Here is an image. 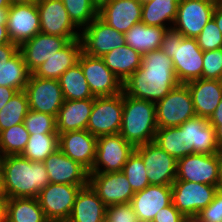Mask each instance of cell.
I'll return each mask as SVG.
<instances>
[{
    "instance_id": "cell-60",
    "label": "cell",
    "mask_w": 222,
    "mask_h": 222,
    "mask_svg": "<svg viewBox=\"0 0 222 222\" xmlns=\"http://www.w3.org/2000/svg\"><path fill=\"white\" fill-rule=\"evenodd\" d=\"M138 1L141 2V3H144V2L149 1V0H138Z\"/></svg>"
},
{
    "instance_id": "cell-44",
    "label": "cell",
    "mask_w": 222,
    "mask_h": 222,
    "mask_svg": "<svg viewBox=\"0 0 222 222\" xmlns=\"http://www.w3.org/2000/svg\"><path fill=\"white\" fill-rule=\"evenodd\" d=\"M105 222H140L130 202L106 206Z\"/></svg>"
},
{
    "instance_id": "cell-30",
    "label": "cell",
    "mask_w": 222,
    "mask_h": 222,
    "mask_svg": "<svg viewBox=\"0 0 222 222\" xmlns=\"http://www.w3.org/2000/svg\"><path fill=\"white\" fill-rule=\"evenodd\" d=\"M122 84L141 66L142 55L124 44L101 57Z\"/></svg>"
},
{
    "instance_id": "cell-57",
    "label": "cell",
    "mask_w": 222,
    "mask_h": 222,
    "mask_svg": "<svg viewBox=\"0 0 222 222\" xmlns=\"http://www.w3.org/2000/svg\"><path fill=\"white\" fill-rule=\"evenodd\" d=\"M38 0H9L10 4H28V3H35Z\"/></svg>"
},
{
    "instance_id": "cell-58",
    "label": "cell",
    "mask_w": 222,
    "mask_h": 222,
    "mask_svg": "<svg viewBox=\"0 0 222 222\" xmlns=\"http://www.w3.org/2000/svg\"><path fill=\"white\" fill-rule=\"evenodd\" d=\"M10 2L9 0H0V8H3V7H10Z\"/></svg>"
},
{
    "instance_id": "cell-3",
    "label": "cell",
    "mask_w": 222,
    "mask_h": 222,
    "mask_svg": "<svg viewBox=\"0 0 222 222\" xmlns=\"http://www.w3.org/2000/svg\"><path fill=\"white\" fill-rule=\"evenodd\" d=\"M158 126L154 102L123 91V117L119 134L134 147L154 141Z\"/></svg>"
},
{
    "instance_id": "cell-51",
    "label": "cell",
    "mask_w": 222,
    "mask_h": 222,
    "mask_svg": "<svg viewBox=\"0 0 222 222\" xmlns=\"http://www.w3.org/2000/svg\"><path fill=\"white\" fill-rule=\"evenodd\" d=\"M212 18L215 20L217 27L222 32V0L216 4Z\"/></svg>"
},
{
    "instance_id": "cell-4",
    "label": "cell",
    "mask_w": 222,
    "mask_h": 222,
    "mask_svg": "<svg viewBox=\"0 0 222 222\" xmlns=\"http://www.w3.org/2000/svg\"><path fill=\"white\" fill-rule=\"evenodd\" d=\"M173 61L175 75L180 84L201 78L203 51L196 38H185L174 29H167L161 48Z\"/></svg>"
},
{
    "instance_id": "cell-29",
    "label": "cell",
    "mask_w": 222,
    "mask_h": 222,
    "mask_svg": "<svg viewBox=\"0 0 222 222\" xmlns=\"http://www.w3.org/2000/svg\"><path fill=\"white\" fill-rule=\"evenodd\" d=\"M167 28L136 23L124 33L125 44L141 55L161 48L163 36Z\"/></svg>"
},
{
    "instance_id": "cell-45",
    "label": "cell",
    "mask_w": 222,
    "mask_h": 222,
    "mask_svg": "<svg viewBox=\"0 0 222 222\" xmlns=\"http://www.w3.org/2000/svg\"><path fill=\"white\" fill-rule=\"evenodd\" d=\"M198 215L210 222H222V189H218L213 201Z\"/></svg>"
},
{
    "instance_id": "cell-10",
    "label": "cell",
    "mask_w": 222,
    "mask_h": 222,
    "mask_svg": "<svg viewBox=\"0 0 222 222\" xmlns=\"http://www.w3.org/2000/svg\"><path fill=\"white\" fill-rule=\"evenodd\" d=\"M171 188L173 205L189 217L197 215L213 201L219 186L175 180Z\"/></svg>"
},
{
    "instance_id": "cell-12",
    "label": "cell",
    "mask_w": 222,
    "mask_h": 222,
    "mask_svg": "<svg viewBox=\"0 0 222 222\" xmlns=\"http://www.w3.org/2000/svg\"><path fill=\"white\" fill-rule=\"evenodd\" d=\"M78 63L94 97H110L123 92L122 82L105 65L102 58L82 52Z\"/></svg>"
},
{
    "instance_id": "cell-24",
    "label": "cell",
    "mask_w": 222,
    "mask_h": 222,
    "mask_svg": "<svg viewBox=\"0 0 222 222\" xmlns=\"http://www.w3.org/2000/svg\"><path fill=\"white\" fill-rule=\"evenodd\" d=\"M142 3L138 0H108L98 11V16L109 26L126 33L141 22Z\"/></svg>"
},
{
    "instance_id": "cell-34",
    "label": "cell",
    "mask_w": 222,
    "mask_h": 222,
    "mask_svg": "<svg viewBox=\"0 0 222 222\" xmlns=\"http://www.w3.org/2000/svg\"><path fill=\"white\" fill-rule=\"evenodd\" d=\"M30 74L19 50L0 70V86L15 88L17 91L24 90Z\"/></svg>"
},
{
    "instance_id": "cell-9",
    "label": "cell",
    "mask_w": 222,
    "mask_h": 222,
    "mask_svg": "<svg viewBox=\"0 0 222 222\" xmlns=\"http://www.w3.org/2000/svg\"><path fill=\"white\" fill-rule=\"evenodd\" d=\"M220 0H179L178 10L172 29L185 38H196L213 17Z\"/></svg>"
},
{
    "instance_id": "cell-46",
    "label": "cell",
    "mask_w": 222,
    "mask_h": 222,
    "mask_svg": "<svg viewBox=\"0 0 222 222\" xmlns=\"http://www.w3.org/2000/svg\"><path fill=\"white\" fill-rule=\"evenodd\" d=\"M186 217L171 203L159 210L152 222H185Z\"/></svg>"
},
{
    "instance_id": "cell-15",
    "label": "cell",
    "mask_w": 222,
    "mask_h": 222,
    "mask_svg": "<svg viewBox=\"0 0 222 222\" xmlns=\"http://www.w3.org/2000/svg\"><path fill=\"white\" fill-rule=\"evenodd\" d=\"M141 155L150 185H172L176 180L177 160L154 141L135 147Z\"/></svg>"
},
{
    "instance_id": "cell-28",
    "label": "cell",
    "mask_w": 222,
    "mask_h": 222,
    "mask_svg": "<svg viewBox=\"0 0 222 222\" xmlns=\"http://www.w3.org/2000/svg\"><path fill=\"white\" fill-rule=\"evenodd\" d=\"M106 205L88 184L77 194L69 219L66 222H105Z\"/></svg>"
},
{
    "instance_id": "cell-13",
    "label": "cell",
    "mask_w": 222,
    "mask_h": 222,
    "mask_svg": "<svg viewBox=\"0 0 222 222\" xmlns=\"http://www.w3.org/2000/svg\"><path fill=\"white\" fill-rule=\"evenodd\" d=\"M32 111L47 113L57 117L63 102V92L56 79H45L30 74L24 89Z\"/></svg>"
},
{
    "instance_id": "cell-61",
    "label": "cell",
    "mask_w": 222,
    "mask_h": 222,
    "mask_svg": "<svg viewBox=\"0 0 222 222\" xmlns=\"http://www.w3.org/2000/svg\"><path fill=\"white\" fill-rule=\"evenodd\" d=\"M219 81H220V83L222 84V75H221V77H220Z\"/></svg>"
},
{
    "instance_id": "cell-54",
    "label": "cell",
    "mask_w": 222,
    "mask_h": 222,
    "mask_svg": "<svg viewBox=\"0 0 222 222\" xmlns=\"http://www.w3.org/2000/svg\"><path fill=\"white\" fill-rule=\"evenodd\" d=\"M217 160H218V167H219V175H220V186L219 188L222 189V148H219L215 153Z\"/></svg>"
},
{
    "instance_id": "cell-47",
    "label": "cell",
    "mask_w": 222,
    "mask_h": 222,
    "mask_svg": "<svg viewBox=\"0 0 222 222\" xmlns=\"http://www.w3.org/2000/svg\"><path fill=\"white\" fill-rule=\"evenodd\" d=\"M19 51V45L10 42L0 45V70Z\"/></svg>"
},
{
    "instance_id": "cell-50",
    "label": "cell",
    "mask_w": 222,
    "mask_h": 222,
    "mask_svg": "<svg viewBox=\"0 0 222 222\" xmlns=\"http://www.w3.org/2000/svg\"><path fill=\"white\" fill-rule=\"evenodd\" d=\"M211 125H222V99L216 107L212 116L208 119Z\"/></svg>"
},
{
    "instance_id": "cell-38",
    "label": "cell",
    "mask_w": 222,
    "mask_h": 222,
    "mask_svg": "<svg viewBox=\"0 0 222 222\" xmlns=\"http://www.w3.org/2000/svg\"><path fill=\"white\" fill-rule=\"evenodd\" d=\"M29 132L24 123L16 124L0 132V154L2 157L8 155H21L29 140Z\"/></svg>"
},
{
    "instance_id": "cell-43",
    "label": "cell",
    "mask_w": 222,
    "mask_h": 222,
    "mask_svg": "<svg viewBox=\"0 0 222 222\" xmlns=\"http://www.w3.org/2000/svg\"><path fill=\"white\" fill-rule=\"evenodd\" d=\"M222 75V48L203 51L202 79L219 80Z\"/></svg>"
},
{
    "instance_id": "cell-19",
    "label": "cell",
    "mask_w": 222,
    "mask_h": 222,
    "mask_svg": "<svg viewBox=\"0 0 222 222\" xmlns=\"http://www.w3.org/2000/svg\"><path fill=\"white\" fill-rule=\"evenodd\" d=\"M43 162L50 183L88 185L89 171L80 163L66 156L60 149L50 154Z\"/></svg>"
},
{
    "instance_id": "cell-1",
    "label": "cell",
    "mask_w": 222,
    "mask_h": 222,
    "mask_svg": "<svg viewBox=\"0 0 222 222\" xmlns=\"http://www.w3.org/2000/svg\"><path fill=\"white\" fill-rule=\"evenodd\" d=\"M179 84L172 59L158 49L142 55L141 66L123 83V91L156 103Z\"/></svg>"
},
{
    "instance_id": "cell-17",
    "label": "cell",
    "mask_w": 222,
    "mask_h": 222,
    "mask_svg": "<svg viewBox=\"0 0 222 222\" xmlns=\"http://www.w3.org/2000/svg\"><path fill=\"white\" fill-rule=\"evenodd\" d=\"M88 184L106 206L129 203L135 194L123 172L89 173Z\"/></svg>"
},
{
    "instance_id": "cell-16",
    "label": "cell",
    "mask_w": 222,
    "mask_h": 222,
    "mask_svg": "<svg viewBox=\"0 0 222 222\" xmlns=\"http://www.w3.org/2000/svg\"><path fill=\"white\" fill-rule=\"evenodd\" d=\"M176 180L220 186L216 155L191 153L177 160Z\"/></svg>"
},
{
    "instance_id": "cell-53",
    "label": "cell",
    "mask_w": 222,
    "mask_h": 222,
    "mask_svg": "<svg viewBox=\"0 0 222 222\" xmlns=\"http://www.w3.org/2000/svg\"><path fill=\"white\" fill-rule=\"evenodd\" d=\"M215 129V138L219 148H222V125H212Z\"/></svg>"
},
{
    "instance_id": "cell-23",
    "label": "cell",
    "mask_w": 222,
    "mask_h": 222,
    "mask_svg": "<svg viewBox=\"0 0 222 222\" xmlns=\"http://www.w3.org/2000/svg\"><path fill=\"white\" fill-rule=\"evenodd\" d=\"M171 203V185H149L136 192L130 201L140 222H152L156 213Z\"/></svg>"
},
{
    "instance_id": "cell-37",
    "label": "cell",
    "mask_w": 222,
    "mask_h": 222,
    "mask_svg": "<svg viewBox=\"0 0 222 222\" xmlns=\"http://www.w3.org/2000/svg\"><path fill=\"white\" fill-rule=\"evenodd\" d=\"M154 142L176 160L191 154L183 143L180 126L158 128Z\"/></svg>"
},
{
    "instance_id": "cell-2",
    "label": "cell",
    "mask_w": 222,
    "mask_h": 222,
    "mask_svg": "<svg viewBox=\"0 0 222 222\" xmlns=\"http://www.w3.org/2000/svg\"><path fill=\"white\" fill-rule=\"evenodd\" d=\"M2 186L9 198H37L50 183L44 162L31 161L21 155L1 157Z\"/></svg>"
},
{
    "instance_id": "cell-59",
    "label": "cell",
    "mask_w": 222,
    "mask_h": 222,
    "mask_svg": "<svg viewBox=\"0 0 222 222\" xmlns=\"http://www.w3.org/2000/svg\"><path fill=\"white\" fill-rule=\"evenodd\" d=\"M0 196H5L3 192V186H2V170L0 167Z\"/></svg>"
},
{
    "instance_id": "cell-14",
    "label": "cell",
    "mask_w": 222,
    "mask_h": 222,
    "mask_svg": "<svg viewBox=\"0 0 222 222\" xmlns=\"http://www.w3.org/2000/svg\"><path fill=\"white\" fill-rule=\"evenodd\" d=\"M36 4L41 33L66 37L69 41L80 39L81 30L70 19L62 0H38Z\"/></svg>"
},
{
    "instance_id": "cell-6",
    "label": "cell",
    "mask_w": 222,
    "mask_h": 222,
    "mask_svg": "<svg viewBox=\"0 0 222 222\" xmlns=\"http://www.w3.org/2000/svg\"><path fill=\"white\" fill-rule=\"evenodd\" d=\"M123 117V92L110 97H95L87 130L96 138L118 134Z\"/></svg>"
},
{
    "instance_id": "cell-39",
    "label": "cell",
    "mask_w": 222,
    "mask_h": 222,
    "mask_svg": "<svg viewBox=\"0 0 222 222\" xmlns=\"http://www.w3.org/2000/svg\"><path fill=\"white\" fill-rule=\"evenodd\" d=\"M122 172L128 179L134 193L142 191L150 185L143 159L136 150L129 156Z\"/></svg>"
},
{
    "instance_id": "cell-21",
    "label": "cell",
    "mask_w": 222,
    "mask_h": 222,
    "mask_svg": "<svg viewBox=\"0 0 222 222\" xmlns=\"http://www.w3.org/2000/svg\"><path fill=\"white\" fill-rule=\"evenodd\" d=\"M70 41L66 37L37 33L19 46L28 71L32 74L54 53L65 47Z\"/></svg>"
},
{
    "instance_id": "cell-36",
    "label": "cell",
    "mask_w": 222,
    "mask_h": 222,
    "mask_svg": "<svg viewBox=\"0 0 222 222\" xmlns=\"http://www.w3.org/2000/svg\"><path fill=\"white\" fill-rule=\"evenodd\" d=\"M29 110L25 91H18L0 110V132L16 124L23 123Z\"/></svg>"
},
{
    "instance_id": "cell-7",
    "label": "cell",
    "mask_w": 222,
    "mask_h": 222,
    "mask_svg": "<svg viewBox=\"0 0 222 222\" xmlns=\"http://www.w3.org/2000/svg\"><path fill=\"white\" fill-rule=\"evenodd\" d=\"M82 187L84 186L48 183L37 197L46 218L50 222H66Z\"/></svg>"
},
{
    "instance_id": "cell-35",
    "label": "cell",
    "mask_w": 222,
    "mask_h": 222,
    "mask_svg": "<svg viewBox=\"0 0 222 222\" xmlns=\"http://www.w3.org/2000/svg\"><path fill=\"white\" fill-rule=\"evenodd\" d=\"M57 149H59V134H30L21 156L31 161L43 162Z\"/></svg>"
},
{
    "instance_id": "cell-42",
    "label": "cell",
    "mask_w": 222,
    "mask_h": 222,
    "mask_svg": "<svg viewBox=\"0 0 222 222\" xmlns=\"http://www.w3.org/2000/svg\"><path fill=\"white\" fill-rule=\"evenodd\" d=\"M196 40L202 51L222 48V32L217 27L213 18L203 27L201 33L196 37Z\"/></svg>"
},
{
    "instance_id": "cell-31",
    "label": "cell",
    "mask_w": 222,
    "mask_h": 222,
    "mask_svg": "<svg viewBox=\"0 0 222 222\" xmlns=\"http://www.w3.org/2000/svg\"><path fill=\"white\" fill-rule=\"evenodd\" d=\"M178 3L179 0H149L142 3L141 22L171 29L176 18Z\"/></svg>"
},
{
    "instance_id": "cell-18",
    "label": "cell",
    "mask_w": 222,
    "mask_h": 222,
    "mask_svg": "<svg viewBox=\"0 0 222 222\" xmlns=\"http://www.w3.org/2000/svg\"><path fill=\"white\" fill-rule=\"evenodd\" d=\"M7 33L11 42L19 46L40 33V16L36 2L10 5Z\"/></svg>"
},
{
    "instance_id": "cell-56",
    "label": "cell",
    "mask_w": 222,
    "mask_h": 222,
    "mask_svg": "<svg viewBox=\"0 0 222 222\" xmlns=\"http://www.w3.org/2000/svg\"><path fill=\"white\" fill-rule=\"evenodd\" d=\"M90 1L99 11L107 3L108 0H90Z\"/></svg>"
},
{
    "instance_id": "cell-26",
    "label": "cell",
    "mask_w": 222,
    "mask_h": 222,
    "mask_svg": "<svg viewBox=\"0 0 222 222\" xmlns=\"http://www.w3.org/2000/svg\"><path fill=\"white\" fill-rule=\"evenodd\" d=\"M94 99L65 100L56 117L57 133L87 130Z\"/></svg>"
},
{
    "instance_id": "cell-8",
    "label": "cell",
    "mask_w": 222,
    "mask_h": 222,
    "mask_svg": "<svg viewBox=\"0 0 222 222\" xmlns=\"http://www.w3.org/2000/svg\"><path fill=\"white\" fill-rule=\"evenodd\" d=\"M135 147L119 133L97 138L96 157L89 173L122 172Z\"/></svg>"
},
{
    "instance_id": "cell-52",
    "label": "cell",
    "mask_w": 222,
    "mask_h": 222,
    "mask_svg": "<svg viewBox=\"0 0 222 222\" xmlns=\"http://www.w3.org/2000/svg\"><path fill=\"white\" fill-rule=\"evenodd\" d=\"M7 202L6 196H0V222H7Z\"/></svg>"
},
{
    "instance_id": "cell-22",
    "label": "cell",
    "mask_w": 222,
    "mask_h": 222,
    "mask_svg": "<svg viewBox=\"0 0 222 222\" xmlns=\"http://www.w3.org/2000/svg\"><path fill=\"white\" fill-rule=\"evenodd\" d=\"M97 138L88 130L68 131L59 134V149L88 171L96 157Z\"/></svg>"
},
{
    "instance_id": "cell-40",
    "label": "cell",
    "mask_w": 222,
    "mask_h": 222,
    "mask_svg": "<svg viewBox=\"0 0 222 222\" xmlns=\"http://www.w3.org/2000/svg\"><path fill=\"white\" fill-rule=\"evenodd\" d=\"M72 22L81 30L98 16L90 0H62Z\"/></svg>"
},
{
    "instance_id": "cell-11",
    "label": "cell",
    "mask_w": 222,
    "mask_h": 222,
    "mask_svg": "<svg viewBox=\"0 0 222 222\" xmlns=\"http://www.w3.org/2000/svg\"><path fill=\"white\" fill-rule=\"evenodd\" d=\"M82 52L92 57H103L125 44L124 33L109 26L99 16L81 30Z\"/></svg>"
},
{
    "instance_id": "cell-49",
    "label": "cell",
    "mask_w": 222,
    "mask_h": 222,
    "mask_svg": "<svg viewBox=\"0 0 222 222\" xmlns=\"http://www.w3.org/2000/svg\"><path fill=\"white\" fill-rule=\"evenodd\" d=\"M15 88L0 86V110L8 103V101L17 93Z\"/></svg>"
},
{
    "instance_id": "cell-27",
    "label": "cell",
    "mask_w": 222,
    "mask_h": 222,
    "mask_svg": "<svg viewBox=\"0 0 222 222\" xmlns=\"http://www.w3.org/2000/svg\"><path fill=\"white\" fill-rule=\"evenodd\" d=\"M81 53V40H72L40 65L33 74L40 78L58 80L67 69L78 63Z\"/></svg>"
},
{
    "instance_id": "cell-48",
    "label": "cell",
    "mask_w": 222,
    "mask_h": 222,
    "mask_svg": "<svg viewBox=\"0 0 222 222\" xmlns=\"http://www.w3.org/2000/svg\"><path fill=\"white\" fill-rule=\"evenodd\" d=\"M8 12L9 7L0 8V45L11 42L7 33Z\"/></svg>"
},
{
    "instance_id": "cell-55",
    "label": "cell",
    "mask_w": 222,
    "mask_h": 222,
    "mask_svg": "<svg viewBox=\"0 0 222 222\" xmlns=\"http://www.w3.org/2000/svg\"><path fill=\"white\" fill-rule=\"evenodd\" d=\"M185 222H210V221L203 219L197 214V215L186 217Z\"/></svg>"
},
{
    "instance_id": "cell-41",
    "label": "cell",
    "mask_w": 222,
    "mask_h": 222,
    "mask_svg": "<svg viewBox=\"0 0 222 222\" xmlns=\"http://www.w3.org/2000/svg\"><path fill=\"white\" fill-rule=\"evenodd\" d=\"M23 123L29 134H58L56 117L47 113L29 110Z\"/></svg>"
},
{
    "instance_id": "cell-5",
    "label": "cell",
    "mask_w": 222,
    "mask_h": 222,
    "mask_svg": "<svg viewBox=\"0 0 222 222\" xmlns=\"http://www.w3.org/2000/svg\"><path fill=\"white\" fill-rule=\"evenodd\" d=\"M155 105L158 128L178 127L186 120L196 117L192 96L186 84L176 86Z\"/></svg>"
},
{
    "instance_id": "cell-32",
    "label": "cell",
    "mask_w": 222,
    "mask_h": 222,
    "mask_svg": "<svg viewBox=\"0 0 222 222\" xmlns=\"http://www.w3.org/2000/svg\"><path fill=\"white\" fill-rule=\"evenodd\" d=\"M65 100L95 98L79 63L67 69L58 79Z\"/></svg>"
},
{
    "instance_id": "cell-20",
    "label": "cell",
    "mask_w": 222,
    "mask_h": 222,
    "mask_svg": "<svg viewBox=\"0 0 222 222\" xmlns=\"http://www.w3.org/2000/svg\"><path fill=\"white\" fill-rule=\"evenodd\" d=\"M183 143L190 153L215 154L219 149L215 129L208 118L194 117L180 125Z\"/></svg>"
},
{
    "instance_id": "cell-25",
    "label": "cell",
    "mask_w": 222,
    "mask_h": 222,
    "mask_svg": "<svg viewBox=\"0 0 222 222\" xmlns=\"http://www.w3.org/2000/svg\"><path fill=\"white\" fill-rule=\"evenodd\" d=\"M186 85L192 96L196 116L209 119L222 99L220 81L200 78Z\"/></svg>"
},
{
    "instance_id": "cell-33",
    "label": "cell",
    "mask_w": 222,
    "mask_h": 222,
    "mask_svg": "<svg viewBox=\"0 0 222 222\" xmlns=\"http://www.w3.org/2000/svg\"><path fill=\"white\" fill-rule=\"evenodd\" d=\"M7 222H50L37 198H9Z\"/></svg>"
}]
</instances>
